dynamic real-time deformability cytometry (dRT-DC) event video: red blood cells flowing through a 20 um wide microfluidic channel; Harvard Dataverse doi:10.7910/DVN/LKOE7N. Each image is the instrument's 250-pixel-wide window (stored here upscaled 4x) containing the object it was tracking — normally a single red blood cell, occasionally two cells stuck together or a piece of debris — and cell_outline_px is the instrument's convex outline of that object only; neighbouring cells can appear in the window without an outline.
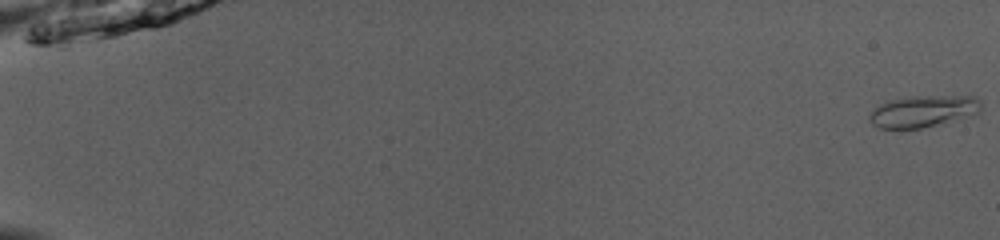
{"species": "common noctule bat (a hibernating species)", "species_latin": "Nyctalus noctula", "temperature_condition": "room temperature", "stored_images_in_passage": 52, "camera_frame_rate_fps": 3000, "um_per_image_px": 0.085, "animal": {"sex": "male", "body_mass_g": 13.0, "forearm_length_mm": 53.1}, "frame": {"image": 1, "passage_image": 1, "time_ms": 0.0, "image_size_px": [1000, 240], "cell_outline_px": [[980, 112], [936, 124], [920, 128], [880, 128], [872, 124], [868, 120], [868, 116], [880, 104], [888, 100], [916, 96], [972, 96], [980, 100]], "centroid_in_image_um": [78.42, 9.44], "position_along_channel_um": 6.6, "area_um2": 20.11}}
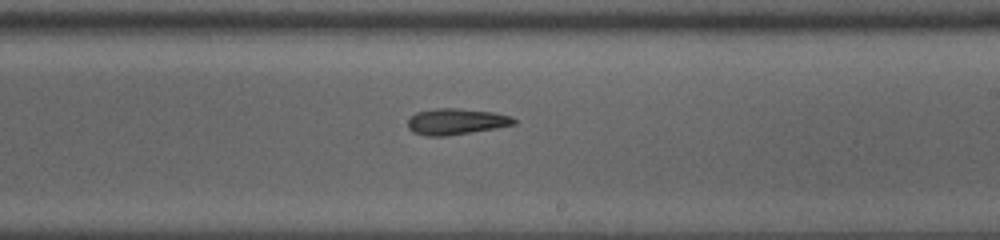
{"frame": {"image": 2, "passage_image": 33, "time_ms": 10.667, "image_size_px": [1000, 240], "cell_outline_px": [[516, 124], [496, 128], [444, 136], [428, 136], [412, 132], [408, 128], [408, 120], [416, 112], [436, 108], [456, 108], [492, 112], [512, 116], [516, 120]], "centroid_in_image_um": [38.76, 10.33], "position_along_channel_um": 250.2, "area_um2": 16.07}}
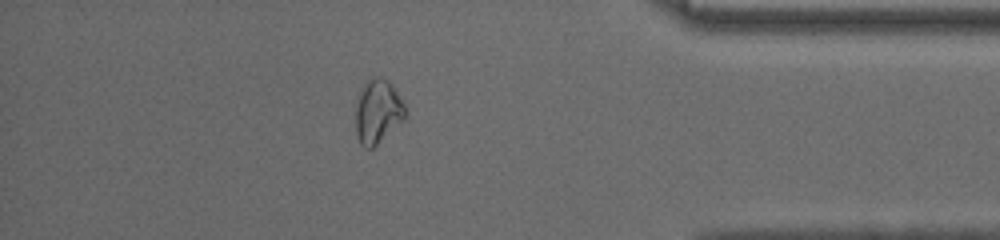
{"frame": {"image": 3, "passage_image": 46, "time_ms": 15.0, "image_size_px": [1000, 240], "cell_outline_px": [[404, 120], [372, 148], [364, 148], [360, 144], [356, 136], [356, 104], [360, 92], [368, 80], [372, 76], [380, 76], [388, 80], [392, 84], [404, 104]], "centroid_in_image_um": [32.09, 9.47], "position_along_channel_um": 403.1, "area_um2": 18.32}, "authors_computed_cell_mechanics": {"area_um2": 17.0221, "velocity_mm_per_s": 4.0534, "shape_relaxation_time_tau1_ms": 4.9562, "shape_relaxation_time_tau2_ms": 10.0621, "deformation_change_tau1": 0.1668, "deformation_change_tau2": 0.1419}}